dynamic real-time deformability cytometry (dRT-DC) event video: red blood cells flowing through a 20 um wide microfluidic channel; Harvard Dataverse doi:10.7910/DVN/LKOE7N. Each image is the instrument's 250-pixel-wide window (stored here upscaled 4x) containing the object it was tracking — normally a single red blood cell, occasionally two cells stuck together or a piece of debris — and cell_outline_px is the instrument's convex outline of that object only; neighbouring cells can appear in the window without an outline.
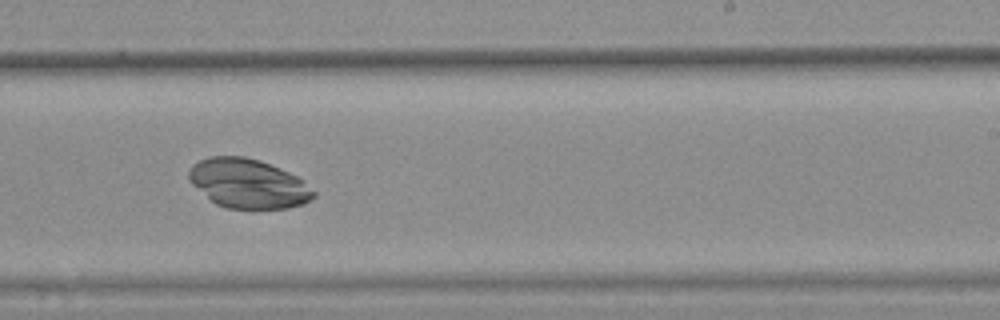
{"species": "common noctule bat (a hibernating species)", "species_latin": "Nyctalus noctula", "temperature_condition": "warm", "stored_images_in_passage": 47, "camera_frame_rate_fps": 3000, "um_per_image_px": 0.085, "animal": {"sex": "female", "body_mass_g": 25.1}, "frame": {"image": 1, "passage_image": 35, "time_ms": 11.333, "image_size_px": [1000, 320], "cell_outline_px": [[316, 196], [304, 204], [288, 208], [224, 208], [216, 204], [192, 184], [188, 180], [188, 172], [192, 164], [208, 156], [244, 156], [260, 160], [280, 168], [304, 180], [316, 192]], "centroid_in_image_um": [21.1, 15.59], "position_along_channel_um": 267.9, "area_um2": 35.95}}
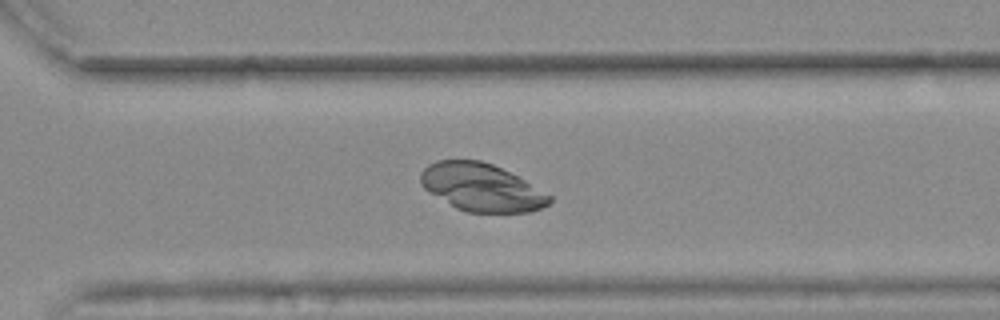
{"frame": {"image": 2, "passage_image": 40, "time_ms": 13.0, "image_size_px": [1000, 320], "cell_outline_px": [[552, 200], [548, 204], [540, 208], [528, 212], [468, 212], [456, 208], [428, 192], [420, 184], [420, 172], [428, 164], [436, 160], [480, 160], [492, 164], [524, 180], [552, 196]], "centroid_in_image_um": [40.88, 15.92], "position_along_channel_um": 329.7, "area_um2": 35.6}}